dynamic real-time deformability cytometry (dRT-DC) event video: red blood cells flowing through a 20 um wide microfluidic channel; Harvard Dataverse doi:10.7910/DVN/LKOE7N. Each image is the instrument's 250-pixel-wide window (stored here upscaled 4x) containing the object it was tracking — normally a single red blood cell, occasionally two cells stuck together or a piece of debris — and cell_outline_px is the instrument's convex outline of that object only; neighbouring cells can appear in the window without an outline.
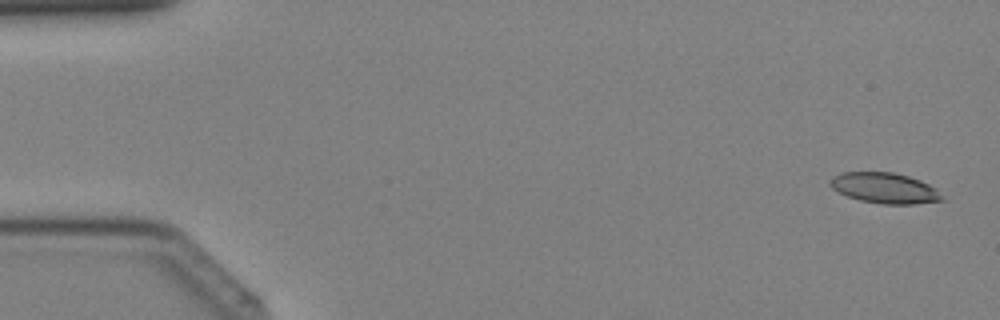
{"species": "Egyptian fruit bat (a non-hibernating species)", "species_latin": "Rousettus aegyptiacus", "temperature_condition": "cold", "stored_images_in_passage": 41, "camera_frame_rate_fps": 3000, "um_per_image_px": 0.085, "animal": {"sex": "female"}, "frame": {"image": 1, "passage_image": 2, "time_ms": 0.333, "image_size_px": [1000, 320], "cell_outline_px": [[944, 200], [916, 204], [880, 204], [860, 200], [848, 196], [832, 188], [828, 184], [828, 180], [832, 176], [840, 172], [892, 172], [908, 176], [920, 180], [936, 188]], "centroid_in_image_um": [75.16, 15.98], "position_along_channel_um": 9.8, "area_um2": 20.0}}
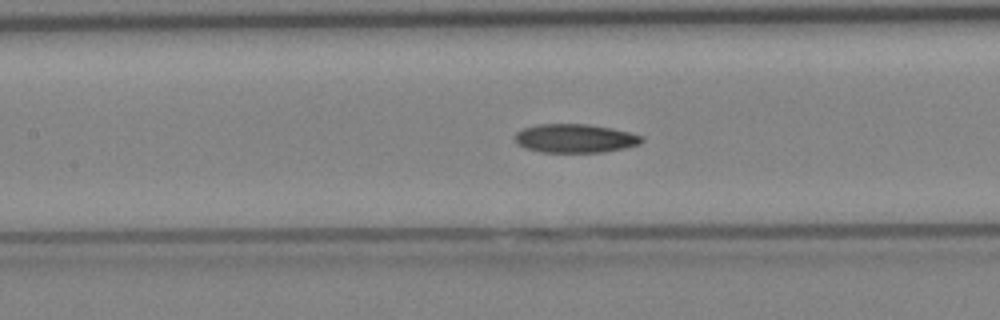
{"frame": {"image": 2, "passage_image": 19, "time_ms": 6.0, "image_size_px": [1000, 320], "cell_outline_px": [[644, 140], [640, 144], [624, 148], [604, 152], [540, 152], [524, 148], [512, 136], [516, 132], [524, 128], [536, 124], [588, 124], [612, 128], [644, 136]], "centroid_in_image_um": [48.88, 11.76], "position_along_channel_um": 158.5, "area_um2": 21.33}}
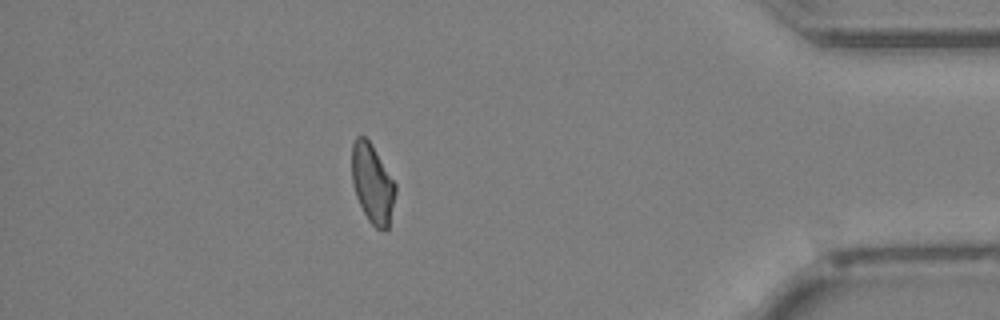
{"frame": {"image": 3, "passage_image": 36, "time_ms": 11.667, "image_size_px": [1000, 320], "cell_outline_px": [[396, 192], [388, 228], [384, 232], [376, 228], [368, 220], [356, 196], [352, 184], [352, 144], [356, 136], [364, 136], [372, 144], [396, 184]], "centroid_in_image_um": [31.66, 15.6], "position_along_channel_um": 403.5, "area_um2": 20.11}}